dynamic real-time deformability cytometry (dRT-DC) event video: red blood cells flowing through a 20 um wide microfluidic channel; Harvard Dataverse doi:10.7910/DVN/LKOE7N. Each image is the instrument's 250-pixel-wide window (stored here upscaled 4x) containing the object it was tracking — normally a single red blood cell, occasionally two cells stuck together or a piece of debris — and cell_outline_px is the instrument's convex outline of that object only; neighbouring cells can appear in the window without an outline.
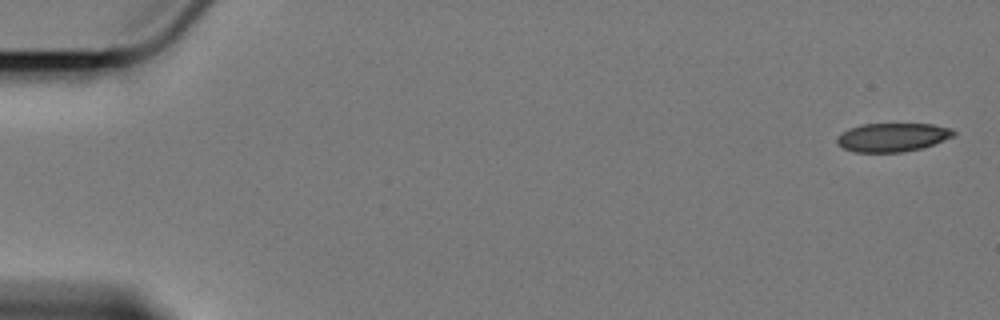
{"species": "Egyptian fruit bat (a non-hibernating species)", "species_latin": "Rousettus aegyptiacus", "temperature_condition": "cold", "stored_images_in_passage": 6, "camera_frame_rate_fps": 3000, "um_per_image_px": 0.085, "animal": {"sex": "female"}, "frame": {"image": 1, "passage_image": 1, "time_ms": 0.0, "image_size_px": [1000, 320], "cell_outline_px": [[956, 136], [920, 148], [904, 152], [852, 152], [836, 144], [836, 136], [848, 128], [864, 124], [932, 124], [952, 128], [956, 132]], "centroid_in_image_um": [75.84, 11.67], "position_along_channel_um": 9.2, "area_um2": 19.59}}
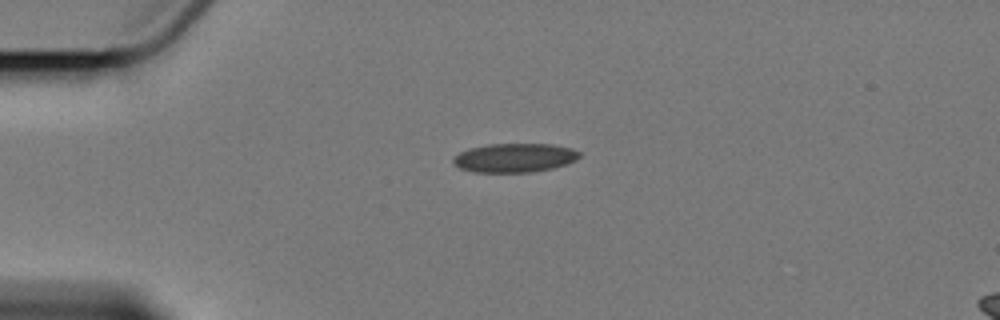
{"frame": {"image": 2, "passage_image": 4, "time_ms": 4.333, "image_size_px": [1000, 320], "cell_outline_px": [[580, 156], [576, 160], [568, 164], [552, 168], [532, 172], [472, 172], [460, 168], [452, 164], [452, 160], [460, 152], [472, 148], [488, 144], [552, 144], [572, 148], [580, 152]], "centroid_in_image_um": [43.76, 13.42], "position_along_channel_um": 41.2, "area_um2": 21.33}}
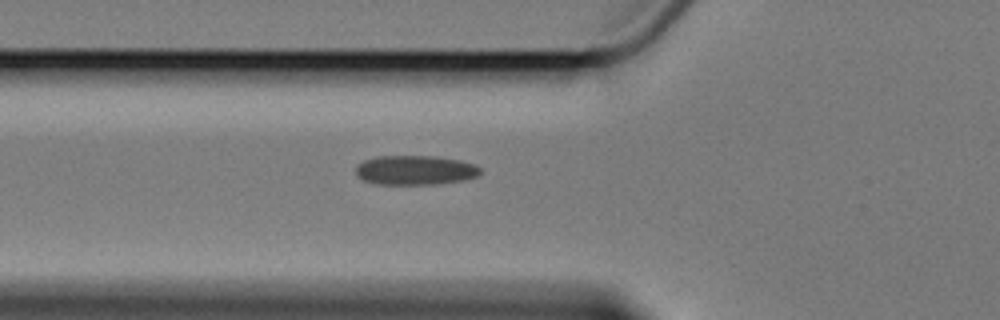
{"frame": {"image": 3, "passage_image": 6, "time_ms": 6.667, "image_size_px": [1000, 320], "cell_outline_px": [[484, 172], [476, 176], [460, 180], [436, 184], [376, 184], [364, 180], [356, 172], [356, 164], [364, 160], [376, 156], [436, 156], [460, 160], [476, 164]], "centroid_in_image_um": [35.3, 14.45], "position_along_channel_um": 90.5, "area_um2": 21.39}}